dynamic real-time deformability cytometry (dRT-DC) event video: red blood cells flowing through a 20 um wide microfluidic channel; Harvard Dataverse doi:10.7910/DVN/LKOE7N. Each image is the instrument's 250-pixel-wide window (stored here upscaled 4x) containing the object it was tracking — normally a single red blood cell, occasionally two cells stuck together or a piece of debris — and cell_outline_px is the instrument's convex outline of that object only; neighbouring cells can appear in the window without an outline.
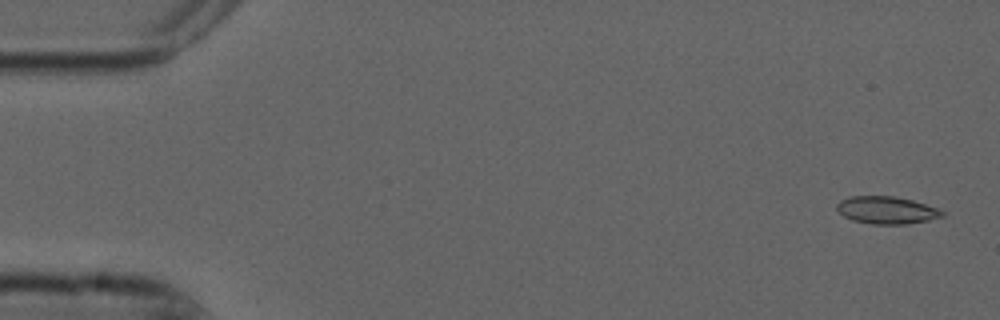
{"species": "common noctule bat (a hibernating species)", "species_latin": "Nyctalus noctula", "temperature_condition": "cold", "stored_images_in_passage": 5, "camera_frame_rate_fps": 3000, "um_per_image_px": 0.085, "animal": {"sex": "male", "forearm_length_mm": 52.5}, "frame": {"image": 1, "passage_image": 1, "time_ms": 0.0, "image_size_px": [1000, 320], "cell_outline_px": [[948, 212], [944, 216], [928, 220], [908, 224], [872, 224], [852, 220], [844, 216], [836, 208], [836, 204], [840, 200], [848, 196], [896, 196], [912, 200], [940, 208]], "centroid_in_image_um": [75.41, 17.85], "position_along_channel_um": 9.6, "area_um2": 17.11}}
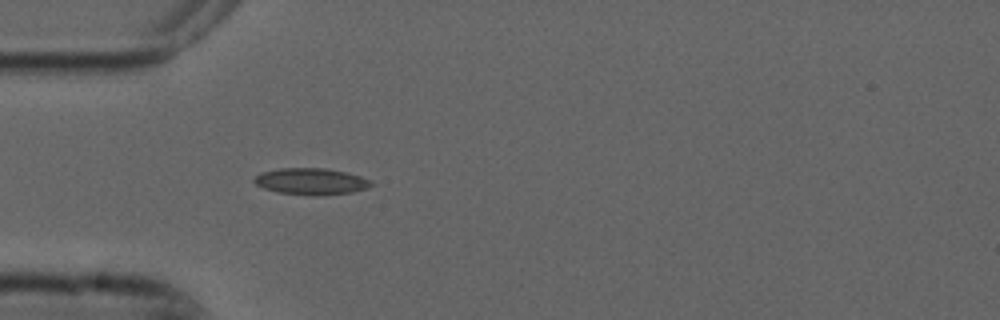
{"frame": {"image": 2, "passage_image": 5, "time_ms": 1.333, "image_size_px": [1000, 320], "cell_outline_px": [[376, 184], [368, 188], [352, 192], [324, 196], [312, 196], [276, 192], [264, 188], [256, 184], [252, 180], [260, 172], [280, 168], [324, 168], [344, 172], [360, 176]], "centroid_in_image_um": [26.44, 15.43], "position_along_channel_um": 58.6, "area_um2": 18.26}}